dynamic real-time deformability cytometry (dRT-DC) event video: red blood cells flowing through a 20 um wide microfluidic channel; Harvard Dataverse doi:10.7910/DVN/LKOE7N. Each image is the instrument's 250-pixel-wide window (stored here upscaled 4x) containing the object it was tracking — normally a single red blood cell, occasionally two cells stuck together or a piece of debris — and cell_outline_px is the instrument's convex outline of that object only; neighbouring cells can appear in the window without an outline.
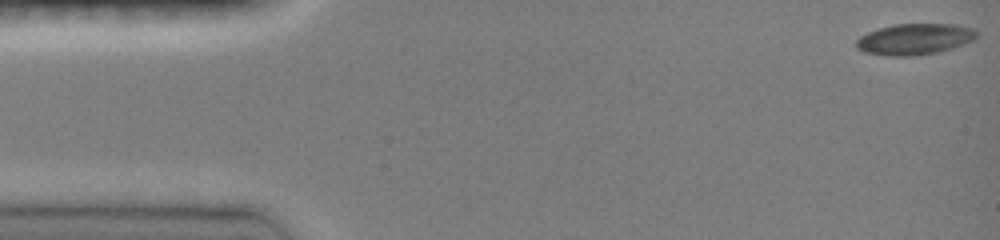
{"species": "common noctule bat (a hibernating species)", "species_latin": "Nyctalus noctula", "temperature_condition": "room temperature", "stored_images_in_passage": 45, "camera_frame_rate_fps": 3000, "um_per_image_px": 0.085, "animal": {"sex": "female", "body_mass_g": 19.0, "forearm_length_mm": 51.5}, "frame": {"image": 1, "passage_image": 1, "time_ms": 0.0, "image_size_px": [1000, 240], "cell_outline_px": [[980, 32], [972, 40], [952, 48], [936, 52], [916, 56], [888, 56], [864, 52], [856, 48], [856, 40], [860, 36], [868, 32], [880, 28], [896, 24], [956, 24], [976, 28]], "centroid_in_image_um": [77.76, 3.32], "position_along_channel_um": 7.2, "area_um2": 21.91}}
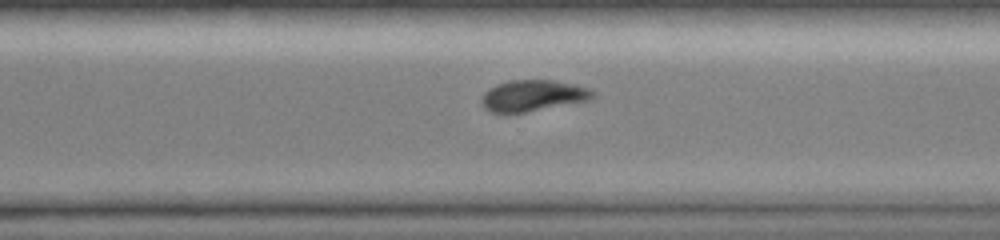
{"frame": {"image": 2, "passage_image": 33, "time_ms": 10.667, "image_size_px": [1000, 240], "cell_outline_px": [[596, 92], [592, 100], [524, 112], [492, 112], [484, 108], [480, 104], [480, 100], [484, 92], [488, 88], [496, 84], [508, 80], [552, 80], [572, 84], [588, 88]], "centroid_in_image_um": [45.28, 8.12], "position_along_channel_um": 325.3, "area_um2": 20.29}}
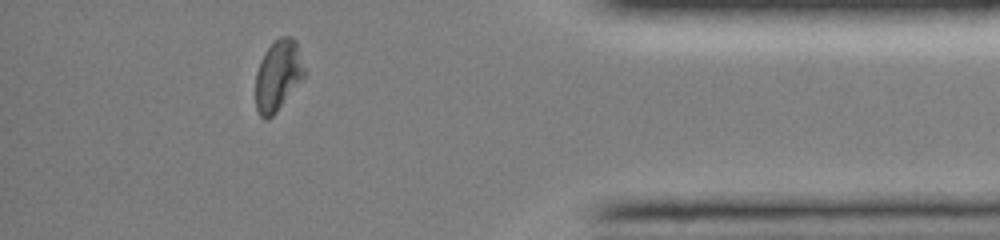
{"frame": {"image": 3, "passage_image": 41, "time_ms": 13.333, "image_size_px": [1000, 240], "cell_outline_px": [[308, 72], [276, 112], [268, 120], [264, 120], [260, 116], [256, 108], [256, 72], [260, 60], [264, 52], [280, 36], [292, 36], [296, 40]], "centroid_in_image_um": [23.66, 6.4], "position_along_channel_um": 411.5, "area_um2": 20.4}, "authors_computed_cell_mechanics": {"area_um2": 21.5016, "velocity_mm_per_s": 4.1133, "shape_relaxation_time_tau1_ms": 5.3306, "shape_relaxation_time_tau2_ms": null, "deformation_change_tau1": 0.1341, "deformation_change_tau2": null}}